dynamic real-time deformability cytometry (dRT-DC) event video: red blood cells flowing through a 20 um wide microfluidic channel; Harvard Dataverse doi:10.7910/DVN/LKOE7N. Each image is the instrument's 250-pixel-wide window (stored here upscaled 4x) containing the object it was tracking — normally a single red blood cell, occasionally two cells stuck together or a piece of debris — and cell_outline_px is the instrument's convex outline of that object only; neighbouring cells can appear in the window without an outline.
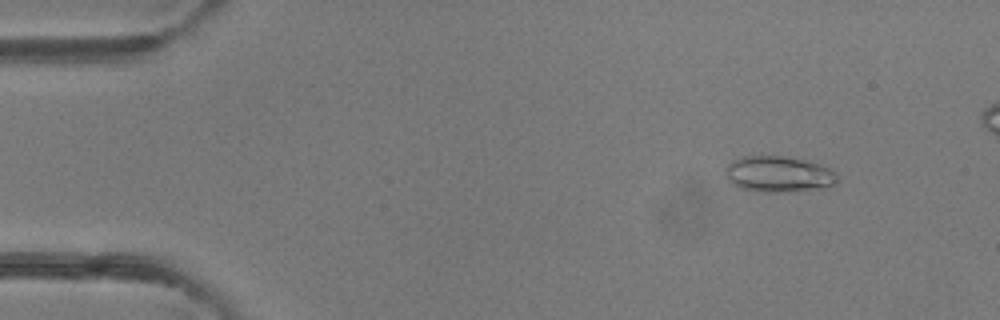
{"species": "common noctule bat (a hibernating species)", "species_latin": "Nyctalus noctula", "temperature_condition": "room temperature", "stored_images_in_passage": 46, "camera_frame_rate_fps": 3000, "um_per_image_px": 0.085, "animal": {"sex": "female"}, "frame": {"image": 1, "passage_image": 5, "time_ms": 1.333, "image_size_px": [1000, 320], "cell_outline_px": [[840, 180], [836, 184], [808, 188], [776, 192], [760, 192], [740, 188], [732, 184], [728, 180], [728, 164], [732, 160], [740, 156], [780, 156], [820, 164], [832, 168], [836, 172]], "centroid_in_image_um": [66.17, 14.79], "position_along_channel_um": 18.8, "area_um2": 22.95}}
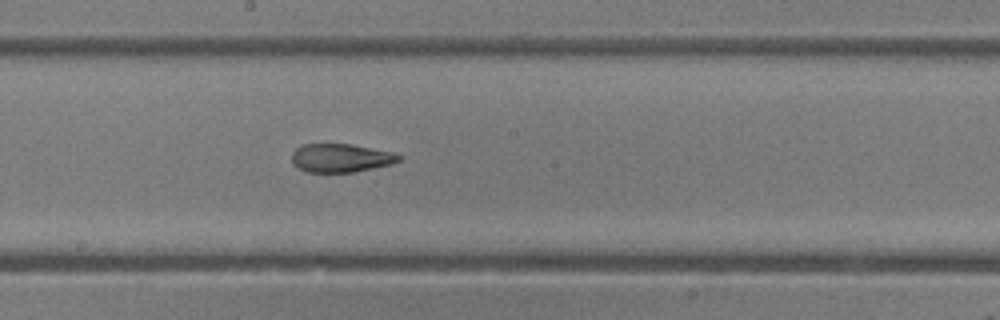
{"frame": {"image": 2, "passage_image": 26, "time_ms": 8.333, "image_size_px": [1000, 320], "cell_outline_px": [[400, 160], [392, 164], [352, 172], [308, 172], [292, 164], [292, 152], [300, 144], [352, 144], [392, 152], [400, 156]], "centroid_in_image_um": [28.93, 13.42], "position_along_channel_um": 219.3, "area_um2": 17.69}}
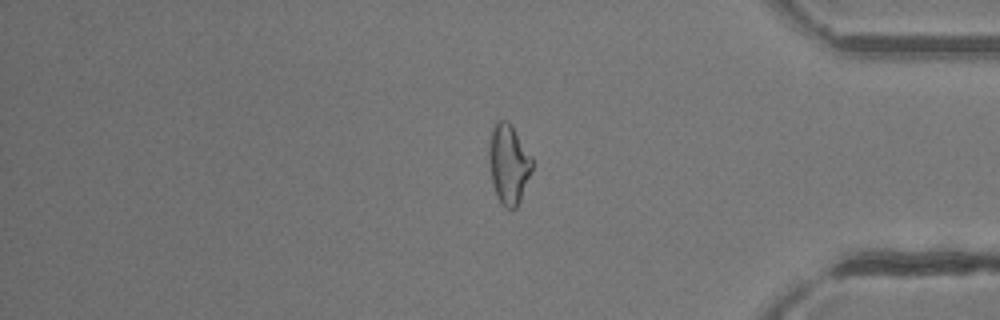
{"frame": {"image": 3, "passage_image": 40, "time_ms": 13.0, "image_size_px": [1000, 320], "cell_outline_px": [[532, 168], [520, 200], [516, 208], [512, 212], [504, 208], [496, 196], [492, 184], [488, 160], [488, 148], [492, 124], [496, 120], [508, 120], [532, 156]], "centroid_in_image_um": [43.2, 13.94], "position_along_channel_um": 392.0, "area_um2": 20.4}}